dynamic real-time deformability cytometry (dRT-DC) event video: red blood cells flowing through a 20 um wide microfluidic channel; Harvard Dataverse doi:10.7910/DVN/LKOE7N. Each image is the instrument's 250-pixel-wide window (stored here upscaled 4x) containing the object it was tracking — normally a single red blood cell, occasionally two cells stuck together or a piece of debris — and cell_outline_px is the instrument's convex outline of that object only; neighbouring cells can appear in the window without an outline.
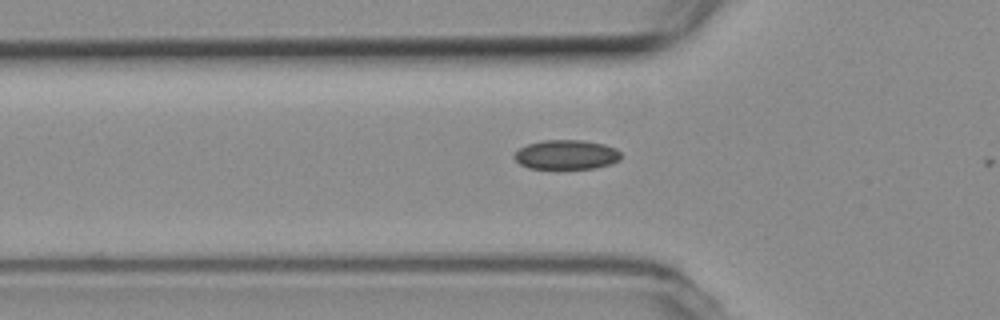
{"species": "common noctule bat (a hibernating species)", "species_latin": "Nyctalus noctula", "temperature_condition": "room temperature", "stored_images_in_passage": 6, "camera_frame_rate_fps": 3000, "um_per_image_px": 0.085, "animal": {"sex": "female", "body_mass_g": 19.3, "forearm_length_mm": 54.1}, "frame": {"image": 1, "passage_image": 5, "time_ms": 1.333, "image_size_px": [1000, 320], "cell_outline_px": [[620, 160], [612, 164], [596, 168], [528, 168], [520, 164], [512, 156], [520, 148], [528, 144], [544, 140], [584, 140], [604, 144], [616, 148], [620, 152]], "centroid_in_image_um": [48.16, 13.14], "position_along_channel_um": 77.6, "area_um2": 18.32}}